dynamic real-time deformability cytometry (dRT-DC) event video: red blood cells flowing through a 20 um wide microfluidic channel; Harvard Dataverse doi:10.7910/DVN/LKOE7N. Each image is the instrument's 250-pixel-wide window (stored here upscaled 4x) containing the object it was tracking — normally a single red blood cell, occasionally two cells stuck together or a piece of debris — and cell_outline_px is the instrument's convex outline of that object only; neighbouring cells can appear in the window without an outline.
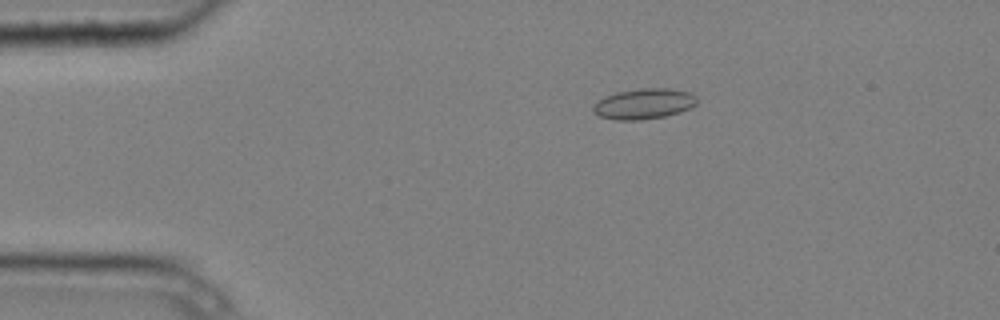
{"species": "common noctule bat (a hibernating species)", "species_latin": "Nyctalus noctula", "temperature_condition": "cold", "stored_images_in_passage": 3, "camera_frame_rate_fps": 3000, "um_per_image_px": 0.085, "animal": {"sex": "male", "body_mass_g": 20.4}, "frame": {"image": 1, "passage_image": 1, "time_ms": 0.0, "image_size_px": [1000, 320], "cell_outline_px": [[696, 104], [680, 112], [664, 116], [640, 120], [616, 120], [600, 116], [592, 112], [592, 104], [596, 100], [604, 96], [616, 92], [640, 88], [668, 88], [692, 92], [696, 96]], "centroid_in_image_um": [54.68, 8.81], "position_along_channel_um": 30.3, "area_um2": 18.67}}